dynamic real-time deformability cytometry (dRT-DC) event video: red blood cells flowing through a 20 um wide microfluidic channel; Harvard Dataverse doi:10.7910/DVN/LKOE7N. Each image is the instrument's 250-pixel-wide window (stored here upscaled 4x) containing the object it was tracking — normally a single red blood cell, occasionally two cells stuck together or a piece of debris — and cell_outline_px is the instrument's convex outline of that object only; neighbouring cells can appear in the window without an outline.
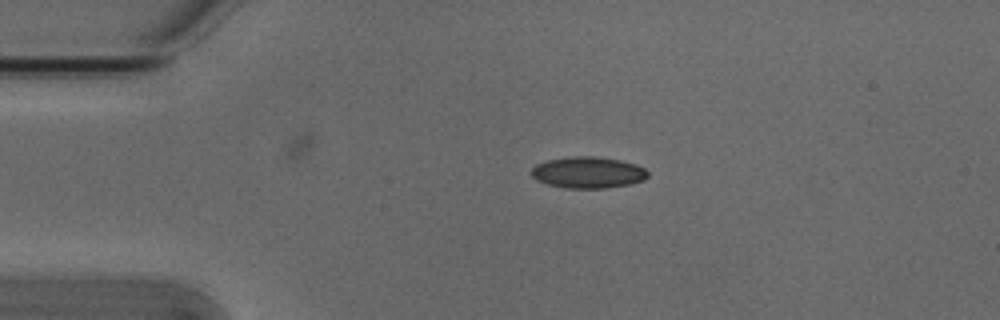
{"species": "Egyptian fruit bat (a non-hibernating species)", "species_latin": "Rousettus aegyptiacus", "temperature_condition": "cold", "stored_images_in_passage": 2, "camera_frame_rate_fps": 3000, "um_per_image_px": 0.085, "animal": {"sex": "male"}, "frame": {"image": 1, "passage_image": 1, "time_ms": 0.0, "image_size_px": [1000, 320], "cell_outline_px": [[648, 176], [644, 180], [628, 184], [604, 188], [564, 188], [548, 184], [536, 180], [532, 176], [532, 168], [536, 164], [548, 160], [572, 156], [596, 156], [620, 160], [636, 164], [644, 168], [648, 172]], "centroid_in_image_um": [49.98, 14.65], "position_along_channel_um": 35.0, "area_um2": 21.27}}